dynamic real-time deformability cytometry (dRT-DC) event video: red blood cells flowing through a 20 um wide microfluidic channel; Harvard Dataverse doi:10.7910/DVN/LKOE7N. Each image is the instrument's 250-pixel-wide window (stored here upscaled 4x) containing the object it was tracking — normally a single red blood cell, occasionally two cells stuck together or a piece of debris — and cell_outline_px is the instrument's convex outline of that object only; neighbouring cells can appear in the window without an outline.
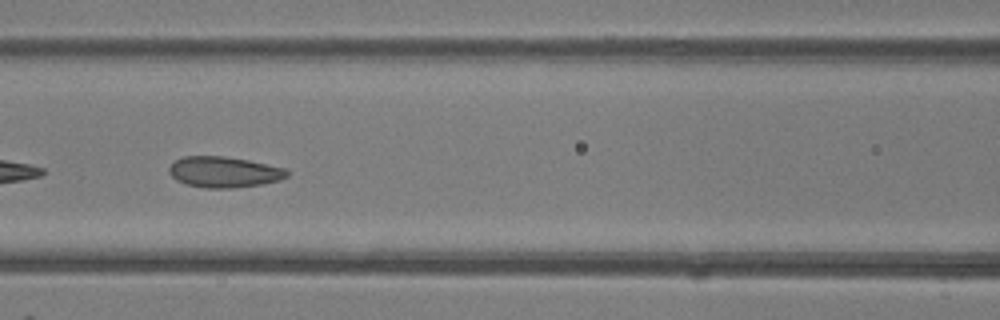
{"species": "common noctule bat (a hibernating species)", "species_latin": "Nyctalus noctula", "temperature_condition": "room temperature", "stored_images_in_passage": 13, "camera_frame_rate_fps": 3000, "um_per_image_px": 0.085, "animal": {"sex": "female"}, "frame": {"image": 1, "passage_image": 8, "time_ms": 2.333, "image_size_px": [1000, 320], "cell_outline_px": [[288, 176], [280, 180], [260, 184], [232, 188], [204, 188], [184, 184], [176, 180], [168, 172], [168, 168], [176, 160], [184, 156], [224, 156], [248, 160], [288, 168]], "centroid_in_image_um": [19.04, 14.62], "position_along_channel_um": 147.6, "area_um2": 21.33}}
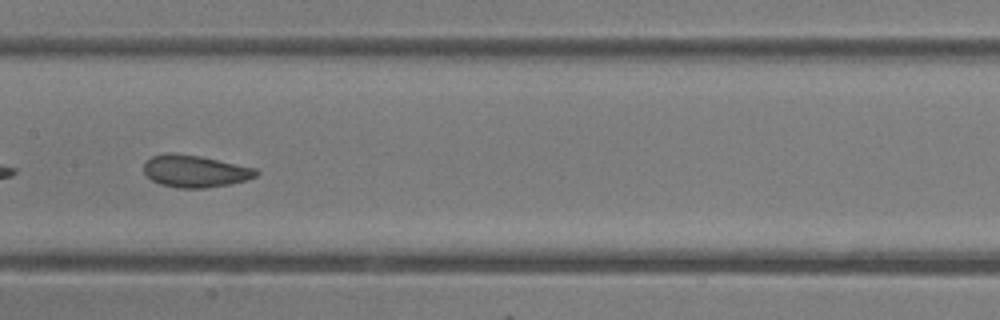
{"frame": {"image": 2, "passage_image": 11, "time_ms": 3.333, "image_size_px": [1000, 320], "cell_outline_px": [[260, 172], [256, 176], [248, 180], [228, 184], [204, 188], [180, 188], [160, 184], [152, 180], [144, 172], [144, 164], [152, 156], [164, 152], [168, 152], [200, 156], [256, 168]], "centroid_in_image_um": [16.59, 14.54], "position_along_channel_um": 190.8, "area_um2": 20.98}}